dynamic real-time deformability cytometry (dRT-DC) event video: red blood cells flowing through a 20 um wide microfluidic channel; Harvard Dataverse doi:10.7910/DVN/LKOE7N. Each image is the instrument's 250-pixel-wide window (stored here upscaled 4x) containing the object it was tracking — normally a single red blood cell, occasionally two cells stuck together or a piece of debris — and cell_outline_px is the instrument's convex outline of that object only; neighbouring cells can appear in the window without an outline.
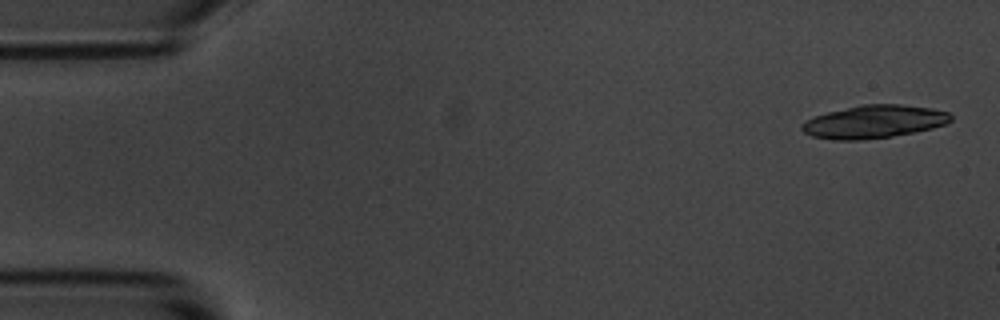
{"species": "common noctule bat (a hibernating species)", "species_latin": "Nyctalus noctula", "temperature_condition": "room temperature", "stored_images_in_passage": 4, "camera_frame_rate_fps": 3000, "um_per_image_px": 0.085, "animal": {"sex": "male", "body_mass_g": 20.1, "forearm_length_mm": 53.5}, "frame": {"image": 1, "passage_image": 1, "time_ms": 0.0, "image_size_px": [1000, 320], "cell_outline_px": [[952, 120], [948, 124], [916, 132], [892, 136], [864, 140], [832, 140], [812, 136], [804, 132], [800, 128], [800, 124], [804, 120], [828, 112], [860, 104], [900, 104], [932, 108], [948, 112], [952, 116]], "centroid_in_image_um": [74.29, 10.35], "position_along_channel_um": 10.7, "area_um2": 28.9}}